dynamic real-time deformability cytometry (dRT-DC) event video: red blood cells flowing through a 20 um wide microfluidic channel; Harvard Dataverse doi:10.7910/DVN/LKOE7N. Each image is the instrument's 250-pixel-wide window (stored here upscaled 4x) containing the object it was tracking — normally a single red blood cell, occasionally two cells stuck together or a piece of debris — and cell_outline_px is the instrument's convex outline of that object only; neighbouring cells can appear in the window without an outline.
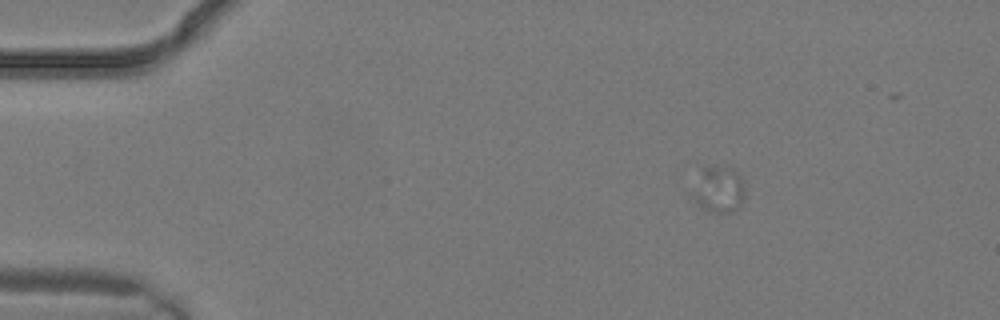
{"species": "common noctule bat (a hibernating species)", "species_latin": "Nyctalus noctula", "temperature_condition": "warm", "stored_images_in_passage": 2, "camera_frame_rate_fps": 3000, "um_per_image_px": 0.085, "animal": {"sex": "male", "body_mass_g": 19.2, "forearm_length_mm": 51.8}, "frame": {"image": 1, "passage_image": 1, "time_ms": 0.0, "image_size_px": [1000, 320], "cell_outline_px": [[744, 196], [740, 208], [732, 212], [712, 212], [704, 208], [692, 196], [700, 168], [732, 168], [740, 176], [744, 184]], "centroid_in_image_um": [61.13, 16.13], "position_along_channel_um": 23.9, "area_um2": 13.76}}